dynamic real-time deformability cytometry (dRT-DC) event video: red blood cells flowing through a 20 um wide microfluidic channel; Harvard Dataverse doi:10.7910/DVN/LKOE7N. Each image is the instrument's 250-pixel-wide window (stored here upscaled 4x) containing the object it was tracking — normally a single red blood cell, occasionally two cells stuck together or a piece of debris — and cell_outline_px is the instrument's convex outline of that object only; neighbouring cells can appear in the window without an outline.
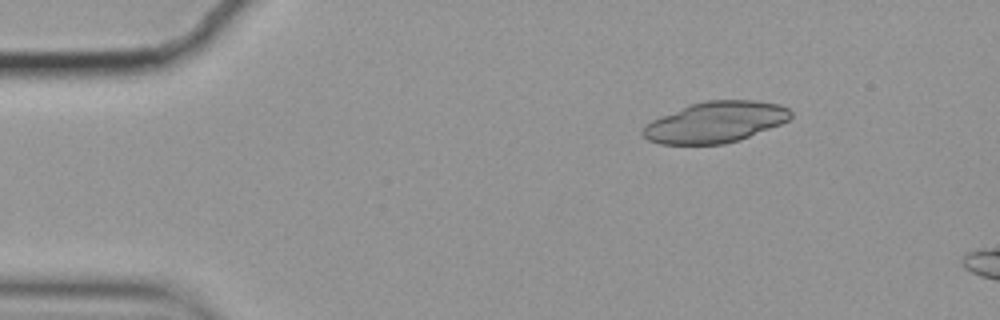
{"species": "common noctule bat (a hibernating species)", "species_latin": "Nyctalus noctula", "temperature_condition": "cold", "stored_images_in_passage": 7, "camera_frame_rate_fps": 3000, "um_per_image_px": 0.085, "animal": {"sex": "female", "body_mass_g": 19.9}, "frame": {"image": 1, "passage_image": 2, "time_ms": 0.333, "image_size_px": [1000, 320], "cell_outline_px": [[792, 116], [788, 120], [780, 124], [740, 140], [724, 144], [660, 144], [648, 140], [640, 132], [652, 120], [688, 104], [704, 100], [756, 100], [780, 104], [788, 108], [792, 112]], "centroid_in_image_um": [60.83, 10.37], "position_along_channel_um": 24.2, "area_um2": 35.37}}